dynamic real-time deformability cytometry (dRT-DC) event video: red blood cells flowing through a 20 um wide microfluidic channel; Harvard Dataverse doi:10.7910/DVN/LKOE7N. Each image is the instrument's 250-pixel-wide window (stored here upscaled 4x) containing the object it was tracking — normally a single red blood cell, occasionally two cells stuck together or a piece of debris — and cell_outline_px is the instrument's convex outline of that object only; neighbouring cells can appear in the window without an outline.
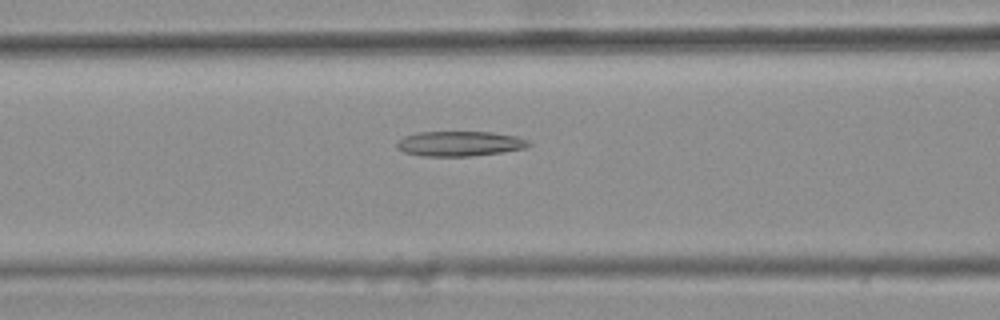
{"species": "common noctule bat (a hibernating species)", "species_latin": "Nyctalus noctula", "temperature_condition": "warm", "stored_images_in_passage": 49, "camera_frame_rate_fps": 3000, "um_per_image_px": 0.085, "animal": {"sex": "female", "body_mass_g": 25.1}, "frame": {"image": 1, "passage_image": 22, "time_ms": 7.0, "image_size_px": [1000, 320], "cell_outline_px": [[532, 144], [524, 148], [500, 152], [468, 156], [424, 156], [404, 152], [396, 148], [396, 144], [404, 136], [416, 132], [492, 132], [516, 136], [528, 140]], "centroid_in_image_um": [39.05, 12.2], "position_along_channel_um": 127.6, "area_um2": 19.07}}
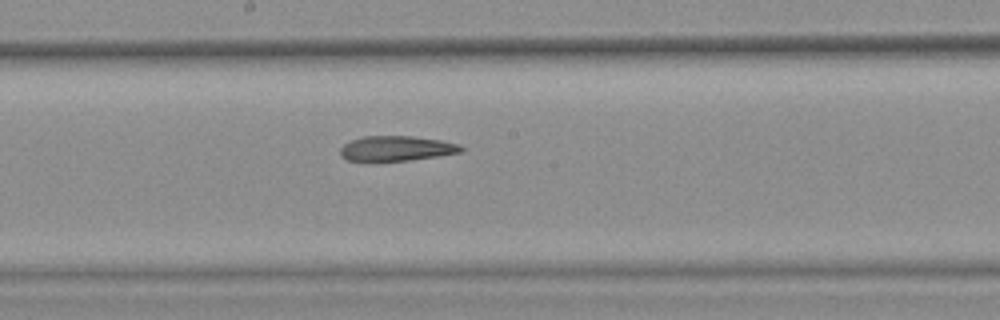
{"frame": {"image": 2, "passage_image": 29, "time_ms": 9.333, "image_size_px": [1000, 320], "cell_outline_px": [[464, 148], [460, 152], [436, 156], [408, 160], [372, 164], [348, 160], [340, 156], [340, 148], [344, 144], [352, 140], [364, 136], [412, 136], [440, 140], [460, 144]], "centroid_in_image_um": [33.61, 12.65], "position_along_channel_um": 214.6, "area_um2": 18.15}}
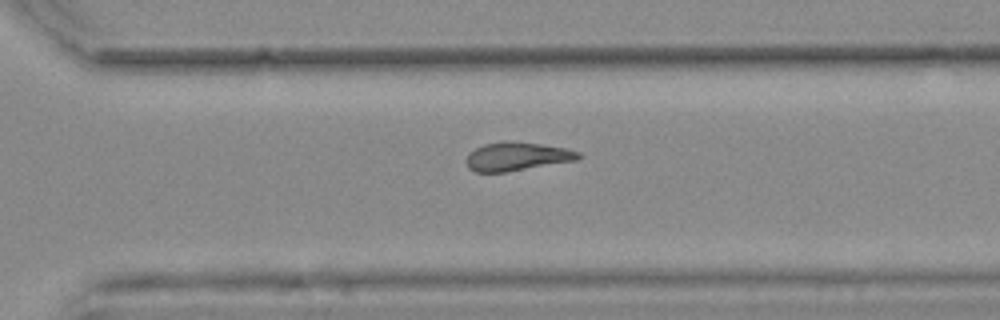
{"frame": {"image": 3, "passage_image": 38, "time_ms": 12.333, "image_size_px": [1000, 320], "cell_outline_px": [[580, 156], [576, 160], [504, 172], [476, 172], [468, 168], [468, 156], [476, 148], [484, 144], [512, 140], [568, 148], [580, 152]], "centroid_in_image_um": [43.97, 13.29], "position_along_channel_um": 326.6, "area_um2": 18.32}, "authors_computed_cell_mechanics": {"area_um2": 19.1896, "velocity_mm_per_s": 3.7375, "shape_relaxation_time_tau1_ms": null, "shape_relaxation_time_tau2_ms": 7.0714, "deformation_change_tau1": null, "deformation_change_tau2": 0.1928}}